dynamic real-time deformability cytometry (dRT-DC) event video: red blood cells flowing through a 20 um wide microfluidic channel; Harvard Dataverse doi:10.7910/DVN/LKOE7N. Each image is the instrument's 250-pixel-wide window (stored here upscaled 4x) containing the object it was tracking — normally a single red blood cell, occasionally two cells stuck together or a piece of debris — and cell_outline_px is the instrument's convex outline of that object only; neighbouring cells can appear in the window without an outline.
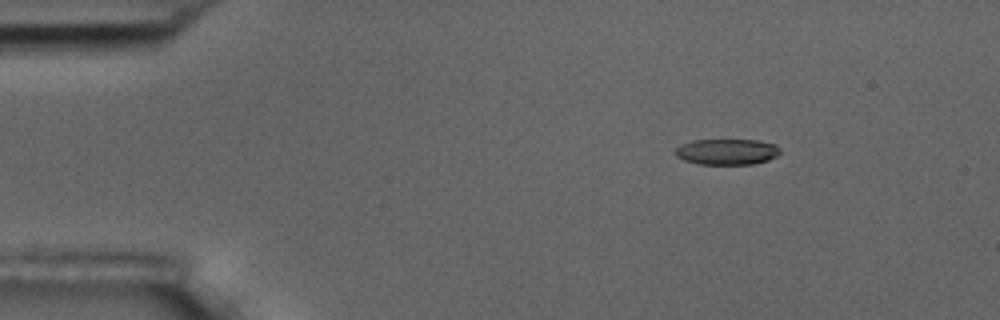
{"species": "common noctule bat (a hibernating species)", "species_latin": "Nyctalus noctula", "temperature_condition": "room temperature", "stored_images_in_passage": 15, "camera_frame_rate_fps": 3000, "um_per_image_px": 0.085, "animal": {"sex": "male", "body_mass_g": 17.5, "forearm_length_mm": 52.3}, "frame": {"image": 1, "passage_image": 3, "time_ms": 2.333, "image_size_px": [1000, 320], "cell_outline_px": [[780, 152], [776, 156], [768, 160], [752, 164], [696, 164], [684, 160], [676, 156], [672, 152], [680, 144], [692, 140], [756, 140], [776, 144], [780, 148]], "centroid_in_image_um": [61.75, 12.9], "position_along_channel_um": 23.3, "area_um2": 15.95}}
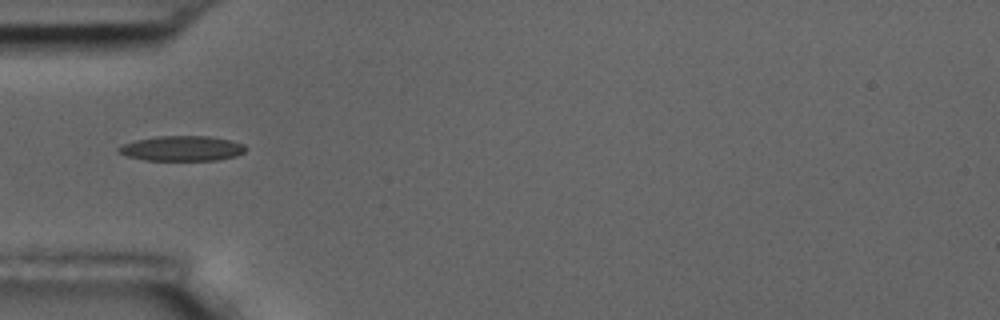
{"frame": {"image": 2, "passage_image": 5, "time_ms": 5.667, "image_size_px": [1000, 320], "cell_outline_px": [[248, 148], [244, 152], [236, 156], [216, 160], [144, 160], [128, 156], [120, 152], [116, 148], [124, 144], [136, 140], [156, 136], [208, 136], [232, 140], [244, 144]], "centroid_in_image_um": [15.51, 12.61], "position_along_channel_um": 69.5, "area_um2": 18.55}}
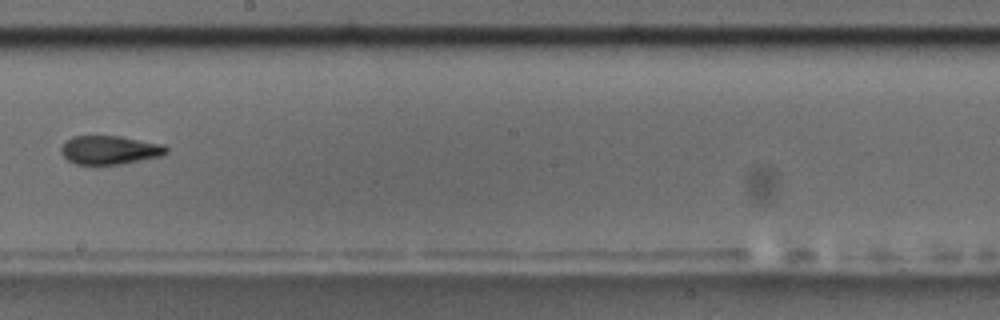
{"frame": {"image": 3, "passage_image": 9, "time_ms": 10.333, "image_size_px": [1000, 320], "cell_outline_px": [[168, 152], [164, 156], [120, 164], [76, 164], [68, 160], [60, 152], [60, 148], [72, 136], [120, 136], [164, 144], [168, 148]], "centroid_in_image_um": [9.37, 12.75], "position_along_channel_um": 238.8, "area_um2": 17.63}, "authors_computed_cell_mechanics": {"area_um2": 17.629, "velocity_mm_per_s": 3.6359, "shape_relaxation_time_tau1_ms": null, "shape_relaxation_time_tau2_ms": 2.2898, "deformation_change_tau1": null, "deformation_change_tau2": 0.0922}}